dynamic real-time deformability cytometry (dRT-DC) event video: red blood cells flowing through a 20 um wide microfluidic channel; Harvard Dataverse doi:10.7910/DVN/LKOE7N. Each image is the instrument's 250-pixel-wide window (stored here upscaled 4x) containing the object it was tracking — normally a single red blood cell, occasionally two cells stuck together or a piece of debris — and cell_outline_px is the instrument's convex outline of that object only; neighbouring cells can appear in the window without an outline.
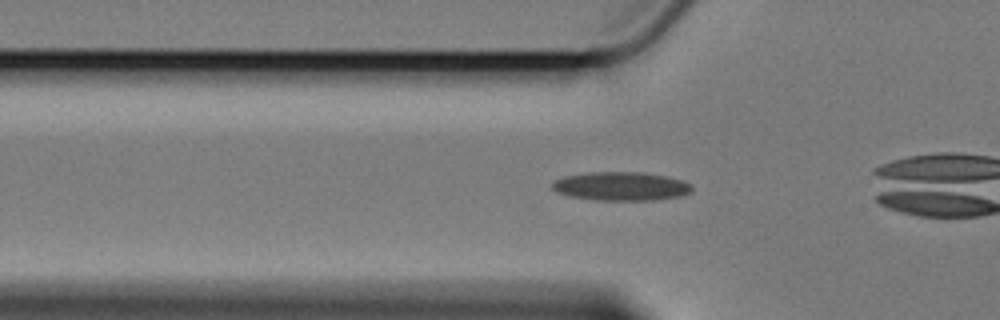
{"species": "Egyptian fruit bat (a non-hibernating species)", "species_latin": "Rousettus aegyptiacus", "temperature_condition": "cold", "stored_images_in_passage": 46, "camera_frame_rate_fps": 3000, "um_per_image_px": 0.085, "animal": {"sex": "female"}, "frame": {"image": 1, "passage_image": 6, "time_ms": 1.667, "image_size_px": [1000, 320], "cell_outline_px": [[692, 192], [680, 196], [652, 200], [596, 200], [568, 196], [556, 192], [552, 188], [552, 184], [556, 180], [568, 176], [592, 172], [644, 172], [668, 176], [692, 184]], "centroid_in_image_um": [52.82, 15.83], "position_along_channel_um": 73.0, "area_um2": 23.29}}
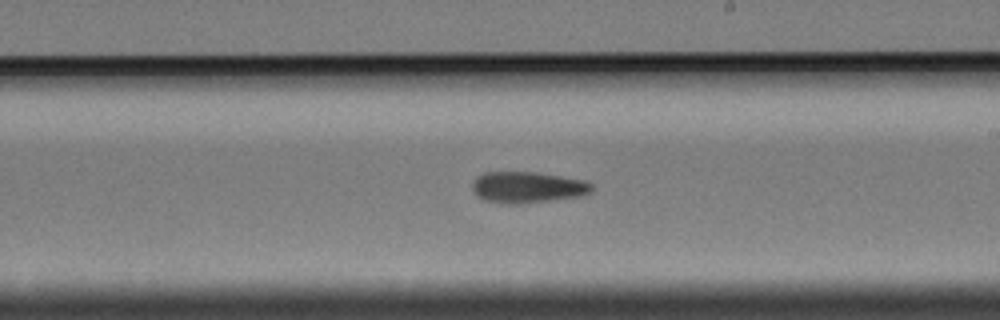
{"frame": {"image": 2, "passage_image": 21, "time_ms": 6.667, "image_size_px": [1000, 320], "cell_outline_px": [[596, 188], [592, 192], [584, 196], [520, 204], [508, 204], [484, 200], [476, 196], [472, 188], [472, 180], [476, 176], [484, 172], [536, 172], [584, 180], [592, 184]], "centroid_in_image_um": [44.85, 15.92], "position_along_channel_um": 244.1, "area_um2": 22.14}}
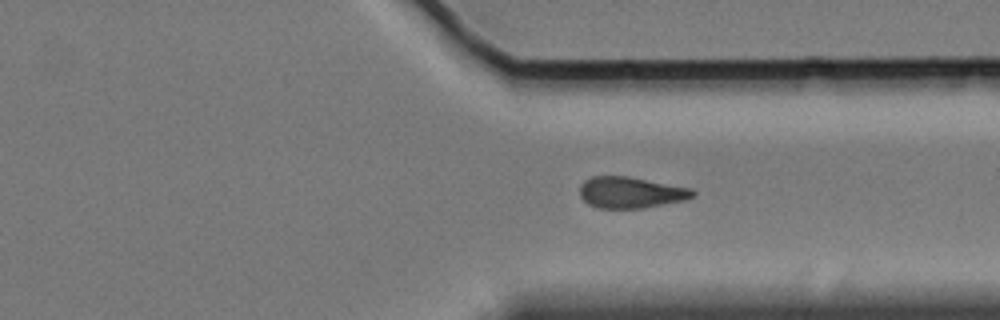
{"frame": {"image": 3, "passage_image": 31, "time_ms": 10.0, "image_size_px": [1000, 320], "cell_outline_px": [[696, 196], [688, 200], [644, 208], [600, 208], [588, 204], [580, 196], [580, 184], [584, 180], [592, 176], [628, 176], [692, 188], [696, 192]], "centroid_in_image_um": [53.66, 16.36], "position_along_channel_um": 357.7, "area_um2": 20.87}, "authors_computed_cell_mechanics": {"area_um2": 21.2415, "velocity_mm_per_s": 3.411, "shape_relaxation_time_tau1_ms": 4.9664, "shape_relaxation_time_tau2_ms": 10.8122, "deformation_change_tau1": 0.1361, "deformation_change_tau2": 0.2212}}